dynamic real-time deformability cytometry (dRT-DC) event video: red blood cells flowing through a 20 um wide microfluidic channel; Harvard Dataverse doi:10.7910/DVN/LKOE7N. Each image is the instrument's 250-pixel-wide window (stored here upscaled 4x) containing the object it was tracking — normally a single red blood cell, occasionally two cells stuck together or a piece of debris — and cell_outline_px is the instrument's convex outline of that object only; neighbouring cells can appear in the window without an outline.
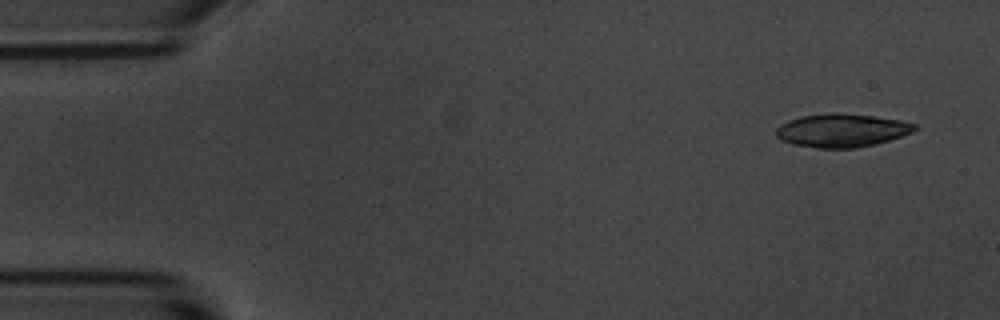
{"species": "common noctule bat (a hibernating species)", "species_latin": "Nyctalus noctula", "temperature_condition": "room temperature", "stored_images_in_passage": 14, "camera_frame_rate_fps": 3000, "um_per_image_px": 0.085, "animal": {"sex": "male", "body_mass_g": 20.1, "forearm_length_mm": 53.5}, "frame": {"image": 1, "passage_image": 1, "time_ms": 0.0, "image_size_px": [1000, 320], "cell_outline_px": [[920, 128], [912, 132], [876, 144], [856, 148], [816, 148], [792, 144], [780, 140], [776, 136], [776, 128], [780, 124], [788, 120], [800, 116], [832, 112], [872, 116], [904, 120], [916, 124]], "centroid_in_image_um": [71.54, 11.08], "position_along_channel_um": 13.5, "area_um2": 27.17}, "authors_computed_cell_mechanics": {"area_um2": 27.9752, "velocity_mm_per_s": 3.6985, "shape_relaxation_time_tau1_ms": null, "shape_relaxation_time_tau2_ms": 3.0092, "deformation_change_tau1": null, "deformation_change_tau2": 0.1192}}